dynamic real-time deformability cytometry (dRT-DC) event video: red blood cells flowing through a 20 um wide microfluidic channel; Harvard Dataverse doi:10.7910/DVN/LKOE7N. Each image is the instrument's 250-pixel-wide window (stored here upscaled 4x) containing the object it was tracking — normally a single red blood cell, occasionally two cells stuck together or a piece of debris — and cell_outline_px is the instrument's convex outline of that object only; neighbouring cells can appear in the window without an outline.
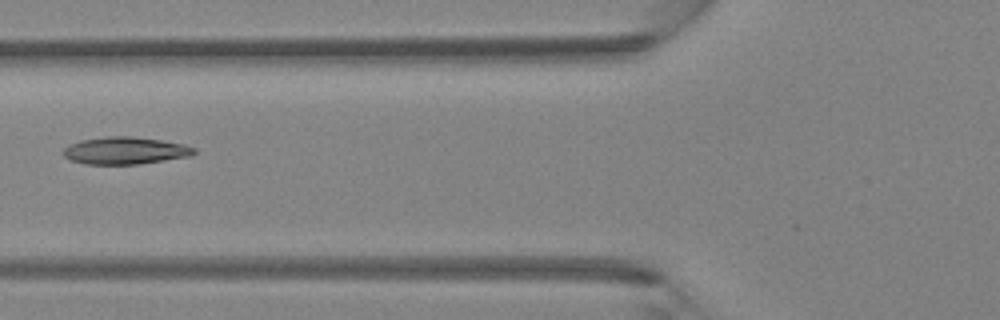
{"species": "Egyptian fruit bat (a non-hibernating species)", "species_latin": "Rousettus aegyptiacus", "temperature_condition": "room temperature", "stored_images_in_passage": 6, "camera_frame_rate_fps": 3000, "um_per_image_px": 0.085, "animal": {"sex": "female"}, "frame": {"image": 1, "passage_image": 6, "time_ms": 1.667, "image_size_px": [1000, 320], "cell_outline_px": [[196, 152], [192, 156], [136, 164], [84, 164], [72, 160], [64, 156], [60, 152], [68, 144], [80, 140], [108, 136], [132, 136], [160, 140], [184, 144], [196, 148]], "centroid_in_image_um": [10.62, 12.79], "position_along_channel_um": 115.2, "area_um2": 20.87}}